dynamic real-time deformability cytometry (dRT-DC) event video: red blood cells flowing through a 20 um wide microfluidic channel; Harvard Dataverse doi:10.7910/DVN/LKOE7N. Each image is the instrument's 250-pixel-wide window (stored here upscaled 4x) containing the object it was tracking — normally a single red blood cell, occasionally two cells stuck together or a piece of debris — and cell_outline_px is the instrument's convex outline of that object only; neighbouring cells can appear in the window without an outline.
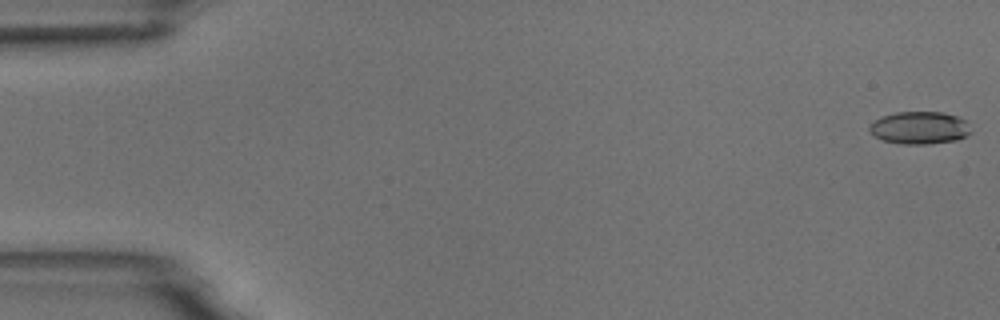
{"species": "common noctule bat (a hibernating species)", "species_latin": "Nyctalus noctula", "temperature_condition": "room temperature", "stored_images_in_passage": 5, "camera_frame_rate_fps": 3000, "um_per_image_px": 0.085, "animal": {"sex": "male", "body_mass_g": 18.8}, "frame": {"image": 1, "passage_image": 1, "time_ms": 0.0, "image_size_px": [1000, 320], "cell_outline_px": [[972, 132], [968, 136], [956, 140], [928, 144], [900, 144], [884, 140], [876, 136], [868, 128], [880, 116], [896, 112], [940, 112], [956, 116], [964, 120]], "centroid_in_image_um": [78.18, 10.87], "position_along_channel_um": 6.8, "area_um2": 19.07}}
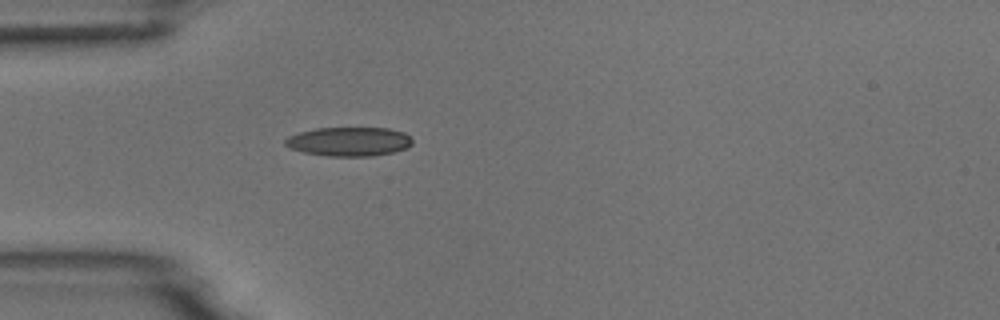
{"frame": {"image": 2, "passage_image": 5, "time_ms": 5.0, "image_size_px": [1000, 320], "cell_outline_px": [[412, 144], [408, 148], [392, 152], [372, 156], [328, 156], [304, 152], [292, 148], [284, 144], [284, 140], [288, 136], [300, 132], [316, 128], [388, 128], [404, 132], [412, 140]], "centroid_in_image_um": [29.68, 12.03], "position_along_channel_um": 55.3, "area_um2": 21.44}}